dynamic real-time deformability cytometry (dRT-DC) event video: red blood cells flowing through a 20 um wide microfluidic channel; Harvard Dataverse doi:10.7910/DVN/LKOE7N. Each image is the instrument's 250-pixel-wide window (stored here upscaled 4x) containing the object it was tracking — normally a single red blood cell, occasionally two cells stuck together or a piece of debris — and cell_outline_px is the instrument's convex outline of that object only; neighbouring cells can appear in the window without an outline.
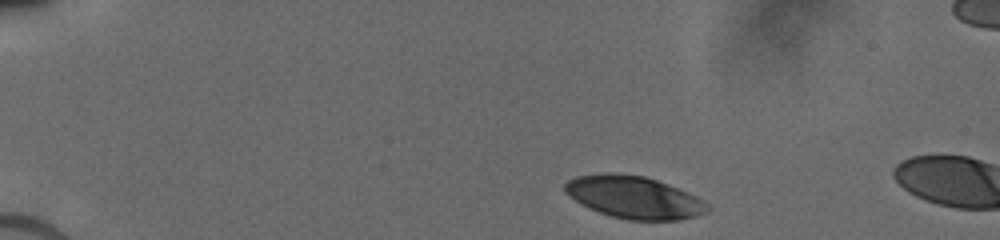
{"species": "human", "species_latin": "Homo sapiens", "temperature_condition": "cold", "stored_images_in_passage": 3, "camera_frame_rate_fps": 3000, "um_per_image_px": 0.085, "donor": {"sex": "male"}, "frame": {"image": 1, "passage_image": 1, "time_ms": 0.0, "image_size_px": [1000, 240], "cell_outline_px": [[708, 208], [704, 212], [696, 216], [676, 220], [628, 220], [612, 216], [588, 208], [564, 192], [564, 184], [568, 180], [576, 176], [600, 172], [616, 172], [644, 176], [668, 184], [696, 196], [708, 204]], "centroid_in_image_um": [53.84, 16.75], "position_along_channel_um": 31.2, "area_um2": 35.08}}